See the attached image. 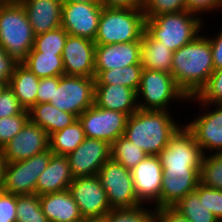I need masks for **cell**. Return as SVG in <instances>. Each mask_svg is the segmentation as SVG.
I'll return each instance as SVG.
<instances>
[{
	"instance_id": "obj_48",
	"label": "cell",
	"mask_w": 222,
	"mask_h": 222,
	"mask_svg": "<svg viewBox=\"0 0 222 222\" xmlns=\"http://www.w3.org/2000/svg\"><path fill=\"white\" fill-rule=\"evenodd\" d=\"M101 4L107 8H135L142 7V0H101Z\"/></svg>"
},
{
	"instance_id": "obj_3",
	"label": "cell",
	"mask_w": 222,
	"mask_h": 222,
	"mask_svg": "<svg viewBox=\"0 0 222 222\" xmlns=\"http://www.w3.org/2000/svg\"><path fill=\"white\" fill-rule=\"evenodd\" d=\"M35 35L20 2H0V46L22 64L34 46Z\"/></svg>"
},
{
	"instance_id": "obj_21",
	"label": "cell",
	"mask_w": 222,
	"mask_h": 222,
	"mask_svg": "<svg viewBox=\"0 0 222 222\" xmlns=\"http://www.w3.org/2000/svg\"><path fill=\"white\" fill-rule=\"evenodd\" d=\"M34 35L61 27L62 0H21Z\"/></svg>"
},
{
	"instance_id": "obj_20",
	"label": "cell",
	"mask_w": 222,
	"mask_h": 222,
	"mask_svg": "<svg viewBox=\"0 0 222 222\" xmlns=\"http://www.w3.org/2000/svg\"><path fill=\"white\" fill-rule=\"evenodd\" d=\"M200 183V170L163 169L160 208L173 207L184 196L196 190Z\"/></svg>"
},
{
	"instance_id": "obj_6",
	"label": "cell",
	"mask_w": 222,
	"mask_h": 222,
	"mask_svg": "<svg viewBox=\"0 0 222 222\" xmlns=\"http://www.w3.org/2000/svg\"><path fill=\"white\" fill-rule=\"evenodd\" d=\"M187 103L188 97L177 86L170 73L143 69L137 90L138 109L170 110L172 102ZM171 103V104H170ZM170 105V106H169Z\"/></svg>"
},
{
	"instance_id": "obj_38",
	"label": "cell",
	"mask_w": 222,
	"mask_h": 222,
	"mask_svg": "<svg viewBox=\"0 0 222 222\" xmlns=\"http://www.w3.org/2000/svg\"><path fill=\"white\" fill-rule=\"evenodd\" d=\"M142 9L146 18L164 13L186 11L185 0H142Z\"/></svg>"
},
{
	"instance_id": "obj_46",
	"label": "cell",
	"mask_w": 222,
	"mask_h": 222,
	"mask_svg": "<svg viewBox=\"0 0 222 222\" xmlns=\"http://www.w3.org/2000/svg\"><path fill=\"white\" fill-rule=\"evenodd\" d=\"M206 36L209 38L210 47L212 50L214 69H220L222 68V28L218 31L217 34H214L213 37H211L212 35Z\"/></svg>"
},
{
	"instance_id": "obj_39",
	"label": "cell",
	"mask_w": 222,
	"mask_h": 222,
	"mask_svg": "<svg viewBox=\"0 0 222 222\" xmlns=\"http://www.w3.org/2000/svg\"><path fill=\"white\" fill-rule=\"evenodd\" d=\"M29 120V112L0 118V149H2L16 134H18Z\"/></svg>"
},
{
	"instance_id": "obj_31",
	"label": "cell",
	"mask_w": 222,
	"mask_h": 222,
	"mask_svg": "<svg viewBox=\"0 0 222 222\" xmlns=\"http://www.w3.org/2000/svg\"><path fill=\"white\" fill-rule=\"evenodd\" d=\"M173 208L190 222H220L195 192L184 196Z\"/></svg>"
},
{
	"instance_id": "obj_9",
	"label": "cell",
	"mask_w": 222,
	"mask_h": 222,
	"mask_svg": "<svg viewBox=\"0 0 222 222\" xmlns=\"http://www.w3.org/2000/svg\"><path fill=\"white\" fill-rule=\"evenodd\" d=\"M52 154L47 149L29 159L7 162L1 190L14 195L36 194L38 177L48 166Z\"/></svg>"
},
{
	"instance_id": "obj_29",
	"label": "cell",
	"mask_w": 222,
	"mask_h": 222,
	"mask_svg": "<svg viewBox=\"0 0 222 222\" xmlns=\"http://www.w3.org/2000/svg\"><path fill=\"white\" fill-rule=\"evenodd\" d=\"M22 64L40 79L65 75L62 54L29 52Z\"/></svg>"
},
{
	"instance_id": "obj_49",
	"label": "cell",
	"mask_w": 222,
	"mask_h": 222,
	"mask_svg": "<svg viewBox=\"0 0 222 222\" xmlns=\"http://www.w3.org/2000/svg\"><path fill=\"white\" fill-rule=\"evenodd\" d=\"M6 164H7L6 158L4 156L2 149H0V189L4 180Z\"/></svg>"
},
{
	"instance_id": "obj_25",
	"label": "cell",
	"mask_w": 222,
	"mask_h": 222,
	"mask_svg": "<svg viewBox=\"0 0 222 222\" xmlns=\"http://www.w3.org/2000/svg\"><path fill=\"white\" fill-rule=\"evenodd\" d=\"M28 112L29 120L43 128L49 136L78 119L74 114L62 111L49 102L35 104Z\"/></svg>"
},
{
	"instance_id": "obj_35",
	"label": "cell",
	"mask_w": 222,
	"mask_h": 222,
	"mask_svg": "<svg viewBox=\"0 0 222 222\" xmlns=\"http://www.w3.org/2000/svg\"><path fill=\"white\" fill-rule=\"evenodd\" d=\"M147 206V207H146ZM142 204L132 209H111L102 222H154L155 207Z\"/></svg>"
},
{
	"instance_id": "obj_44",
	"label": "cell",
	"mask_w": 222,
	"mask_h": 222,
	"mask_svg": "<svg viewBox=\"0 0 222 222\" xmlns=\"http://www.w3.org/2000/svg\"><path fill=\"white\" fill-rule=\"evenodd\" d=\"M154 222H190L173 207L156 208Z\"/></svg>"
},
{
	"instance_id": "obj_41",
	"label": "cell",
	"mask_w": 222,
	"mask_h": 222,
	"mask_svg": "<svg viewBox=\"0 0 222 222\" xmlns=\"http://www.w3.org/2000/svg\"><path fill=\"white\" fill-rule=\"evenodd\" d=\"M24 110L13 90L7 86L0 95V118L18 115Z\"/></svg>"
},
{
	"instance_id": "obj_10",
	"label": "cell",
	"mask_w": 222,
	"mask_h": 222,
	"mask_svg": "<svg viewBox=\"0 0 222 222\" xmlns=\"http://www.w3.org/2000/svg\"><path fill=\"white\" fill-rule=\"evenodd\" d=\"M204 153L195 136L183 125L158 155L162 168L201 170Z\"/></svg>"
},
{
	"instance_id": "obj_18",
	"label": "cell",
	"mask_w": 222,
	"mask_h": 222,
	"mask_svg": "<svg viewBox=\"0 0 222 222\" xmlns=\"http://www.w3.org/2000/svg\"><path fill=\"white\" fill-rule=\"evenodd\" d=\"M95 48L90 39L68 35L62 53L65 75L95 77Z\"/></svg>"
},
{
	"instance_id": "obj_15",
	"label": "cell",
	"mask_w": 222,
	"mask_h": 222,
	"mask_svg": "<svg viewBox=\"0 0 222 222\" xmlns=\"http://www.w3.org/2000/svg\"><path fill=\"white\" fill-rule=\"evenodd\" d=\"M67 158L74 178L97 175L111 158V145L100 139L85 138Z\"/></svg>"
},
{
	"instance_id": "obj_32",
	"label": "cell",
	"mask_w": 222,
	"mask_h": 222,
	"mask_svg": "<svg viewBox=\"0 0 222 222\" xmlns=\"http://www.w3.org/2000/svg\"><path fill=\"white\" fill-rule=\"evenodd\" d=\"M147 156L146 152L124 136H120L111 144V158L122 164L126 169L132 170Z\"/></svg>"
},
{
	"instance_id": "obj_27",
	"label": "cell",
	"mask_w": 222,
	"mask_h": 222,
	"mask_svg": "<svg viewBox=\"0 0 222 222\" xmlns=\"http://www.w3.org/2000/svg\"><path fill=\"white\" fill-rule=\"evenodd\" d=\"M39 83L40 78L23 64H17L8 86L13 90L20 105L28 111L36 104Z\"/></svg>"
},
{
	"instance_id": "obj_40",
	"label": "cell",
	"mask_w": 222,
	"mask_h": 222,
	"mask_svg": "<svg viewBox=\"0 0 222 222\" xmlns=\"http://www.w3.org/2000/svg\"><path fill=\"white\" fill-rule=\"evenodd\" d=\"M194 192L200 200H203L208 210L222 222V190L206 187L199 183Z\"/></svg>"
},
{
	"instance_id": "obj_2",
	"label": "cell",
	"mask_w": 222,
	"mask_h": 222,
	"mask_svg": "<svg viewBox=\"0 0 222 222\" xmlns=\"http://www.w3.org/2000/svg\"><path fill=\"white\" fill-rule=\"evenodd\" d=\"M171 114V110L138 109L128 116L123 136L148 155L158 156L184 125L175 121Z\"/></svg>"
},
{
	"instance_id": "obj_30",
	"label": "cell",
	"mask_w": 222,
	"mask_h": 222,
	"mask_svg": "<svg viewBox=\"0 0 222 222\" xmlns=\"http://www.w3.org/2000/svg\"><path fill=\"white\" fill-rule=\"evenodd\" d=\"M142 70V64H134L108 71H95V84L122 85L137 92Z\"/></svg>"
},
{
	"instance_id": "obj_8",
	"label": "cell",
	"mask_w": 222,
	"mask_h": 222,
	"mask_svg": "<svg viewBox=\"0 0 222 222\" xmlns=\"http://www.w3.org/2000/svg\"><path fill=\"white\" fill-rule=\"evenodd\" d=\"M97 175L111 209H132L143 204L135 192L131 170L122 164L110 158Z\"/></svg>"
},
{
	"instance_id": "obj_53",
	"label": "cell",
	"mask_w": 222,
	"mask_h": 222,
	"mask_svg": "<svg viewBox=\"0 0 222 222\" xmlns=\"http://www.w3.org/2000/svg\"><path fill=\"white\" fill-rule=\"evenodd\" d=\"M21 0H0V2H20Z\"/></svg>"
},
{
	"instance_id": "obj_1",
	"label": "cell",
	"mask_w": 222,
	"mask_h": 222,
	"mask_svg": "<svg viewBox=\"0 0 222 222\" xmlns=\"http://www.w3.org/2000/svg\"><path fill=\"white\" fill-rule=\"evenodd\" d=\"M204 34L173 52L171 75L188 98L200 91L215 70L209 38Z\"/></svg>"
},
{
	"instance_id": "obj_13",
	"label": "cell",
	"mask_w": 222,
	"mask_h": 222,
	"mask_svg": "<svg viewBox=\"0 0 222 222\" xmlns=\"http://www.w3.org/2000/svg\"><path fill=\"white\" fill-rule=\"evenodd\" d=\"M68 190L84 220L102 219L111 210L98 175L74 178Z\"/></svg>"
},
{
	"instance_id": "obj_14",
	"label": "cell",
	"mask_w": 222,
	"mask_h": 222,
	"mask_svg": "<svg viewBox=\"0 0 222 222\" xmlns=\"http://www.w3.org/2000/svg\"><path fill=\"white\" fill-rule=\"evenodd\" d=\"M102 9L101 3L63 2L61 27L71 36L94 41Z\"/></svg>"
},
{
	"instance_id": "obj_24",
	"label": "cell",
	"mask_w": 222,
	"mask_h": 222,
	"mask_svg": "<svg viewBox=\"0 0 222 222\" xmlns=\"http://www.w3.org/2000/svg\"><path fill=\"white\" fill-rule=\"evenodd\" d=\"M73 179L67 156L52 154L48 166L38 177L36 194L67 190Z\"/></svg>"
},
{
	"instance_id": "obj_22",
	"label": "cell",
	"mask_w": 222,
	"mask_h": 222,
	"mask_svg": "<svg viewBox=\"0 0 222 222\" xmlns=\"http://www.w3.org/2000/svg\"><path fill=\"white\" fill-rule=\"evenodd\" d=\"M94 104L130 116L138 110L137 92L122 85L95 84Z\"/></svg>"
},
{
	"instance_id": "obj_7",
	"label": "cell",
	"mask_w": 222,
	"mask_h": 222,
	"mask_svg": "<svg viewBox=\"0 0 222 222\" xmlns=\"http://www.w3.org/2000/svg\"><path fill=\"white\" fill-rule=\"evenodd\" d=\"M95 77L54 76V93L50 103L77 118L94 105Z\"/></svg>"
},
{
	"instance_id": "obj_23",
	"label": "cell",
	"mask_w": 222,
	"mask_h": 222,
	"mask_svg": "<svg viewBox=\"0 0 222 222\" xmlns=\"http://www.w3.org/2000/svg\"><path fill=\"white\" fill-rule=\"evenodd\" d=\"M42 212L49 222H82L84 219L69 190L39 196Z\"/></svg>"
},
{
	"instance_id": "obj_5",
	"label": "cell",
	"mask_w": 222,
	"mask_h": 222,
	"mask_svg": "<svg viewBox=\"0 0 222 222\" xmlns=\"http://www.w3.org/2000/svg\"><path fill=\"white\" fill-rule=\"evenodd\" d=\"M145 19L142 7H103L94 42L108 45L141 41L145 31Z\"/></svg>"
},
{
	"instance_id": "obj_42",
	"label": "cell",
	"mask_w": 222,
	"mask_h": 222,
	"mask_svg": "<svg viewBox=\"0 0 222 222\" xmlns=\"http://www.w3.org/2000/svg\"><path fill=\"white\" fill-rule=\"evenodd\" d=\"M185 2L186 10L201 18L203 16L205 17V15H208L210 12L222 11V0H185Z\"/></svg>"
},
{
	"instance_id": "obj_26",
	"label": "cell",
	"mask_w": 222,
	"mask_h": 222,
	"mask_svg": "<svg viewBox=\"0 0 222 222\" xmlns=\"http://www.w3.org/2000/svg\"><path fill=\"white\" fill-rule=\"evenodd\" d=\"M173 51L146 31L141 38V63L143 69L164 71L171 74Z\"/></svg>"
},
{
	"instance_id": "obj_50",
	"label": "cell",
	"mask_w": 222,
	"mask_h": 222,
	"mask_svg": "<svg viewBox=\"0 0 222 222\" xmlns=\"http://www.w3.org/2000/svg\"><path fill=\"white\" fill-rule=\"evenodd\" d=\"M62 2L101 3V0H62Z\"/></svg>"
},
{
	"instance_id": "obj_19",
	"label": "cell",
	"mask_w": 222,
	"mask_h": 222,
	"mask_svg": "<svg viewBox=\"0 0 222 222\" xmlns=\"http://www.w3.org/2000/svg\"><path fill=\"white\" fill-rule=\"evenodd\" d=\"M141 63V41L96 44L95 71H108Z\"/></svg>"
},
{
	"instance_id": "obj_43",
	"label": "cell",
	"mask_w": 222,
	"mask_h": 222,
	"mask_svg": "<svg viewBox=\"0 0 222 222\" xmlns=\"http://www.w3.org/2000/svg\"><path fill=\"white\" fill-rule=\"evenodd\" d=\"M16 195L0 189V222H16Z\"/></svg>"
},
{
	"instance_id": "obj_28",
	"label": "cell",
	"mask_w": 222,
	"mask_h": 222,
	"mask_svg": "<svg viewBox=\"0 0 222 222\" xmlns=\"http://www.w3.org/2000/svg\"><path fill=\"white\" fill-rule=\"evenodd\" d=\"M85 138L82 124L77 119L71 125L49 136V149L55 155L67 156L73 152Z\"/></svg>"
},
{
	"instance_id": "obj_36",
	"label": "cell",
	"mask_w": 222,
	"mask_h": 222,
	"mask_svg": "<svg viewBox=\"0 0 222 222\" xmlns=\"http://www.w3.org/2000/svg\"><path fill=\"white\" fill-rule=\"evenodd\" d=\"M68 35L62 27L36 35L30 52L62 54Z\"/></svg>"
},
{
	"instance_id": "obj_52",
	"label": "cell",
	"mask_w": 222,
	"mask_h": 222,
	"mask_svg": "<svg viewBox=\"0 0 222 222\" xmlns=\"http://www.w3.org/2000/svg\"><path fill=\"white\" fill-rule=\"evenodd\" d=\"M82 222H102L101 219H90V220H83Z\"/></svg>"
},
{
	"instance_id": "obj_11",
	"label": "cell",
	"mask_w": 222,
	"mask_h": 222,
	"mask_svg": "<svg viewBox=\"0 0 222 222\" xmlns=\"http://www.w3.org/2000/svg\"><path fill=\"white\" fill-rule=\"evenodd\" d=\"M198 105L202 112L200 110L198 116L184 125L195 136L204 154L222 152V104L198 102Z\"/></svg>"
},
{
	"instance_id": "obj_4",
	"label": "cell",
	"mask_w": 222,
	"mask_h": 222,
	"mask_svg": "<svg viewBox=\"0 0 222 222\" xmlns=\"http://www.w3.org/2000/svg\"><path fill=\"white\" fill-rule=\"evenodd\" d=\"M205 21L187 10L178 13H164L146 18L145 31L174 52L202 33L201 30L207 23Z\"/></svg>"
},
{
	"instance_id": "obj_12",
	"label": "cell",
	"mask_w": 222,
	"mask_h": 222,
	"mask_svg": "<svg viewBox=\"0 0 222 222\" xmlns=\"http://www.w3.org/2000/svg\"><path fill=\"white\" fill-rule=\"evenodd\" d=\"M128 115L100 108L95 104L78 116L85 137L100 139L110 145L124 135Z\"/></svg>"
},
{
	"instance_id": "obj_17",
	"label": "cell",
	"mask_w": 222,
	"mask_h": 222,
	"mask_svg": "<svg viewBox=\"0 0 222 222\" xmlns=\"http://www.w3.org/2000/svg\"><path fill=\"white\" fill-rule=\"evenodd\" d=\"M47 149H49V135L39 125L28 120L2 151L7 162H17L29 159Z\"/></svg>"
},
{
	"instance_id": "obj_34",
	"label": "cell",
	"mask_w": 222,
	"mask_h": 222,
	"mask_svg": "<svg viewBox=\"0 0 222 222\" xmlns=\"http://www.w3.org/2000/svg\"><path fill=\"white\" fill-rule=\"evenodd\" d=\"M16 222H49L42 212L39 195H16Z\"/></svg>"
},
{
	"instance_id": "obj_33",
	"label": "cell",
	"mask_w": 222,
	"mask_h": 222,
	"mask_svg": "<svg viewBox=\"0 0 222 222\" xmlns=\"http://www.w3.org/2000/svg\"><path fill=\"white\" fill-rule=\"evenodd\" d=\"M200 183L206 187L222 190V152L204 154Z\"/></svg>"
},
{
	"instance_id": "obj_37",
	"label": "cell",
	"mask_w": 222,
	"mask_h": 222,
	"mask_svg": "<svg viewBox=\"0 0 222 222\" xmlns=\"http://www.w3.org/2000/svg\"><path fill=\"white\" fill-rule=\"evenodd\" d=\"M190 100L196 104L197 102L222 104V68L214 70L200 91L188 98V103L191 102Z\"/></svg>"
},
{
	"instance_id": "obj_51",
	"label": "cell",
	"mask_w": 222,
	"mask_h": 222,
	"mask_svg": "<svg viewBox=\"0 0 222 222\" xmlns=\"http://www.w3.org/2000/svg\"><path fill=\"white\" fill-rule=\"evenodd\" d=\"M8 86V82L7 81H2L0 80V95L1 93L4 91V89Z\"/></svg>"
},
{
	"instance_id": "obj_45",
	"label": "cell",
	"mask_w": 222,
	"mask_h": 222,
	"mask_svg": "<svg viewBox=\"0 0 222 222\" xmlns=\"http://www.w3.org/2000/svg\"><path fill=\"white\" fill-rule=\"evenodd\" d=\"M54 76L41 78L37 89L36 104L46 103L53 99Z\"/></svg>"
},
{
	"instance_id": "obj_16",
	"label": "cell",
	"mask_w": 222,
	"mask_h": 222,
	"mask_svg": "<svg viewBox=\"0 0 222 222\" xmlns=\"http://www.w3.org/2000/svg\"><path fill=\"white\" fill-rule=\"evenodd\" d=\"M131 174L138 199L144 205L160 208L163 168L159 157L148 155L131 170Z\"/></svg>"
},
{
	"instance_id": "obj_47",
	"label": "cell",
	"mask_w": 222,
	"mask_h": 222,
	"mask_svg": "<svg viewBox=\"0 0 222 222\" xmlns=\"http://www.w3.org/2000/svg\"><path fill=\"white\" fill-rule=\"evenodd\" d=\"M17 63L0 46V80L9 83L10 77L14 72Z\"/></svg>"
}]
</instances>
